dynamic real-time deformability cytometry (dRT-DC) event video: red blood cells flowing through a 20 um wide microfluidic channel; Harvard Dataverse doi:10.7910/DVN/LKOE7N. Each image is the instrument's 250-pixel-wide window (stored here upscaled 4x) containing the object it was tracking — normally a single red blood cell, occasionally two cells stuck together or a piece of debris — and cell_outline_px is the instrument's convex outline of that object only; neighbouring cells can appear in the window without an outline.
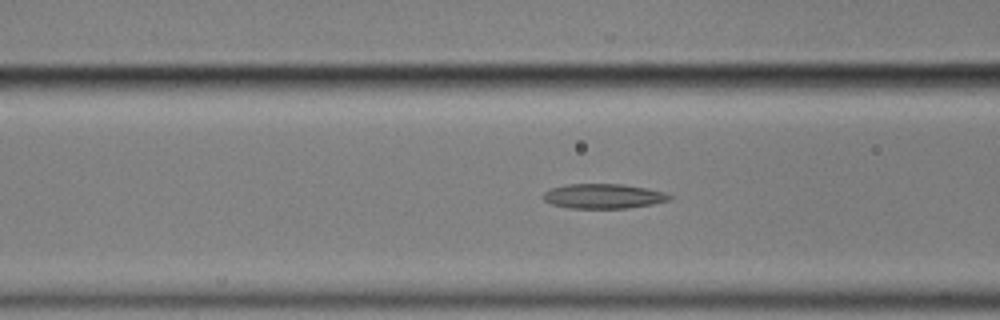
{"species": "common noctule bat (a hibernating species)", "species_latin": "Nyctalus noctula", "temperature_condition": "cold", "stored_images_in_passage": 58, "camera_frame_rate_fps": 3000, "um_per_image_px": 0.085, "animal": {"sex": "male", "body_mass_g": 17.9}, "frame": {"image": 1, "passage_image": 22, "time_ms": 7.0, "image_size_px": [1000, 320], "cell_outline_px": [[676, 196], [672, 200], [652, 204], [628, 208], [568, 208], [552, 204], [544, 200], [544, 192], [552, 188], [568, 184], [624, 184], [648, 188], [668, 192]], "centroid_in_image_um": [51.4, 16.67], "position_along_channel_um": 115.2, "area_um2": 18.44}}
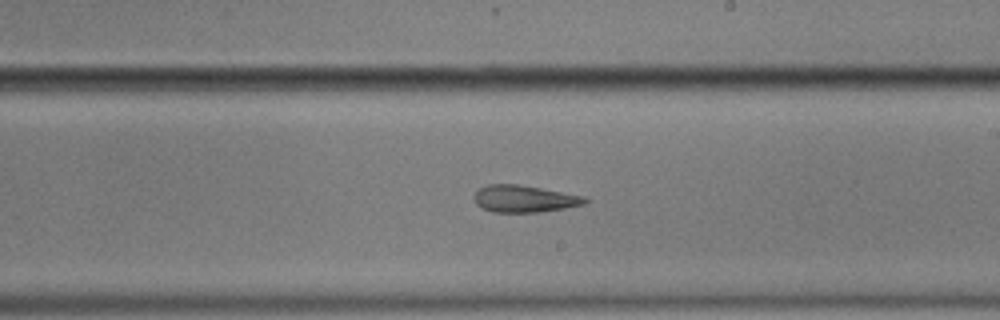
{"frame": {"image": 2, "passage_image": 33, "time_ms": 10.667, "image_size_px": [1000, 320], "cell_outline_px": [[588, 200], [584, 204], [564, 208], [540, 212], [492, 212], [476, 204], [472, 196], [480, 188], [488, 184], [520, 184], [584, 196]], "centroid_in_image_um": [44.54, 16.89], "position_along_channel_um": 244.5, "area_um2": 17.4}}
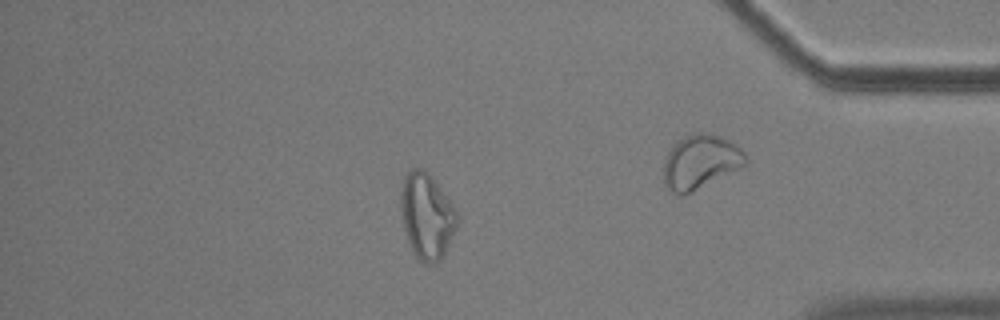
{"frame": {"image": 3, "passage_image": 49, "time_ms": 16.0, "image_size_px": [1000, 320], "cell_outline_px": [[456, 228], [440, 260], [432, 264], [424, 264], [416, 256], [408, 240], [404, 228], [400, 212], [400, 192], [404, 176], [412, 168], [424, 168], [432, 176], [452, 204], [456, 212]], "centroid_in_image_um": [36.24, 18.32], "position_along_channel_um": 399.0, "area_um2": 27.86}, "authors_computed_cell_mechanics": {"area_um2": 18.9873, "velocity_mm_per_s": 3.5201, "shape_relaxation_time_tau1_ms": null, "shape_relaxation_time_tau2_ms": 3.3985, "deformation_change_tau1": null, "deformation_change_tau2": 0.1246}}